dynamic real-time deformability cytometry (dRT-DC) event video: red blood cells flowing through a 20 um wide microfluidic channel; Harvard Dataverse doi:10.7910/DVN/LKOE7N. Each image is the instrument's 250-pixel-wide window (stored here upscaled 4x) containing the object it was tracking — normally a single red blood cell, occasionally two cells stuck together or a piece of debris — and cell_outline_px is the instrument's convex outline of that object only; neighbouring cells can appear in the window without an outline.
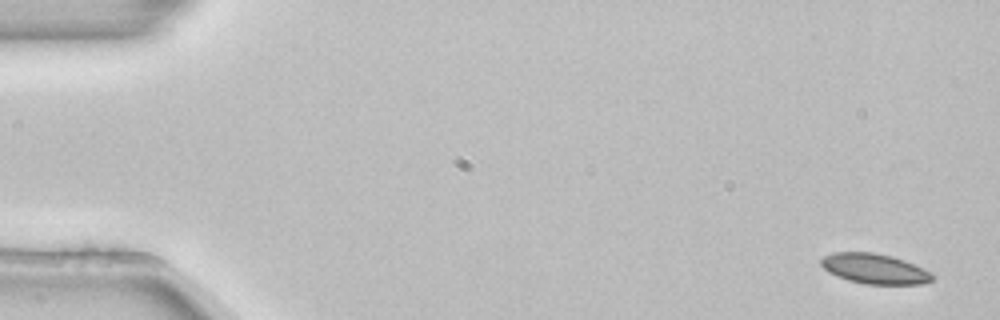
{"species": "common noctule bat (a hibernating species)", "species_latin": "Nyctalus noctula", "temperature_condition": "room temperature", "stored_images_in_passage": 5, "camera_frame_rate_fps": 3000, "um_per_image_px": 0.085, "animal": {"sex": "female", "body_mass_g": 22.7, "forearm_length_mm": 54.2}, "frame": {"image": 1, "passage_image": 1, "time_ms": 0.0, "image_size_px": [1000, 320], "cell_outline_px": [[936, 276], [932, 280], [924, 284], [864, 284], [848, 280], [836, 276], [828, 272], [820, 264], [820, 260], [824, 256], [832, 252], [872, 252], [892, 256], [904, 260], [932, 272]], "centroid_in_image_um": [74.35, 22.84], "position_along_channel_um": 10.7, "area_um2": 19.71}}
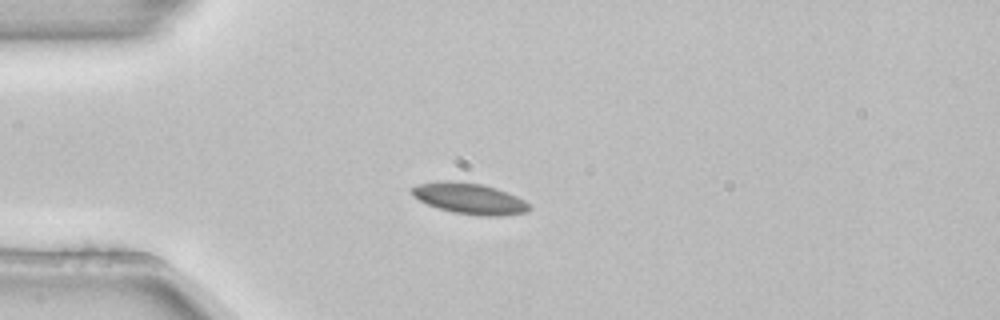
{"frame": {"image": 2, "passage_image": 3, "time_ms": 0.667, "image_size_px": [1000, 320], "cell_outline_px": [[532, 208], [528, 212], [500, 216], [480, 216], [452, 212], [428, 204], [412, 196], [412, 188], [416, 184], [436, 180], [452, 180], [480, 184], [496, 188], [508, 192], [532, 204]], "centroid_in_image_um": [39.93, 16.87], "position_along_channel_um": 45.1, "area_um2": 21.44}}